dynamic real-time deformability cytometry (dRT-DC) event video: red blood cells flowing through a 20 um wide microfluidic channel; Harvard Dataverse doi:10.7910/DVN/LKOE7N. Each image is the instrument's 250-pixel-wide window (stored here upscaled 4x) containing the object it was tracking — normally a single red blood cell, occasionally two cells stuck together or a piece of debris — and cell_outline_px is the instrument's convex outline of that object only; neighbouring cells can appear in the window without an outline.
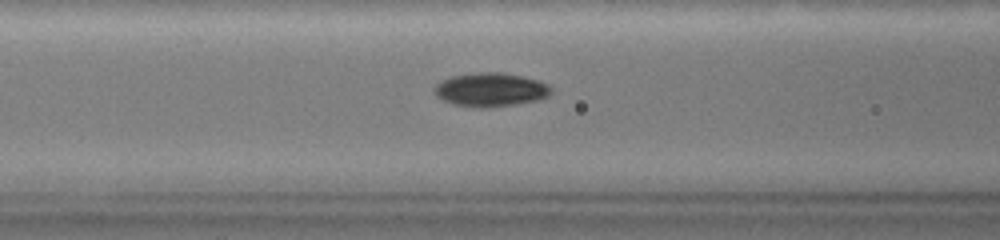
{"species": "common noctule bat (a hibernating species)", "species_latin": "Nyctalus noctula", "temperature_condition": "warm", "stored_images_in_passage": 74, "camera_frame_rate_fps": 3000, "um_per_image_px": 0.085, "animal": {"sex": "female", "body_mass_g": 19.0, "forearm_length_mm": 51.5}, "frame": {"image": 1, "passage_image": 31, "time_ms": 10.0, "image_size_px": [1000, 240], "cell_outline_px": [[552, 92], [548, 96], [536, 100], [520, 104], [492, 108], [476, 108], [452, 104], [436, 96], [432, 92], [432, 88], [440, 80], [448, 76], [476, 72], [504, 72], [524, 76], [548, 84], [552, 88]], "centroid_in_image_um": [41.66, 7.62], "position_along_channel_um": 124.9, "area_um2": 23.64}}
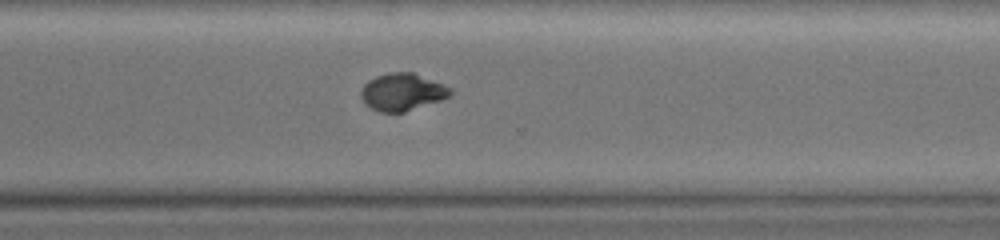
{"frame": {"image": 2, "passage_image": 55, "time_ms": 18.0, "image_size_px": [1000, 240], "cell_outline_px": [[452, 92], [444, 100], [404, 112], [380, 112], [364, 104], [360, 96], [360, 92], [364, 84], [368, 80], [376, 76], [388, 72], [412, 72], [452, 88]], "centroid_in_image_um": [34.18, 7.83], "position_along_channel_um": 336.4, "area_um2": 19.54}}
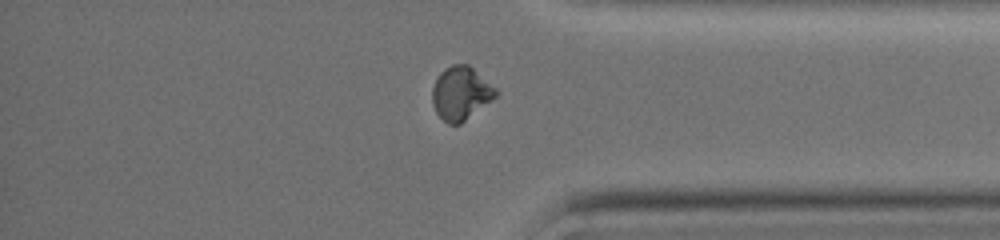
{"frame": {"image": 3, "passage_image": 62, "time_ms": 20.333, "image_size_px": [1000, 240], "cell_outline_px": [[500, 92], [492, 100], [460, 124], [448, 124], [436, 112], [432, 104], [432, 88], [440, 72], [444, 68], [452, 64], [468, 64], [496, 88]], "centroid_in_image_um": [39.17, 7.92], "position_along_channel_um": 396.0, "area_um2": 19.71}, "authors_computed_cell_mechanics": {"area_um2": 20.3167, "velocity_mm_per_s": 2.6511, "shape_relaxation_time_tau1_ms": 6.2612, "shape_relaxation_time_tau2_ms": 3.4853, "deformation_change_tau1": 0.2048, "deformation_change_tau2": 0.0262}}